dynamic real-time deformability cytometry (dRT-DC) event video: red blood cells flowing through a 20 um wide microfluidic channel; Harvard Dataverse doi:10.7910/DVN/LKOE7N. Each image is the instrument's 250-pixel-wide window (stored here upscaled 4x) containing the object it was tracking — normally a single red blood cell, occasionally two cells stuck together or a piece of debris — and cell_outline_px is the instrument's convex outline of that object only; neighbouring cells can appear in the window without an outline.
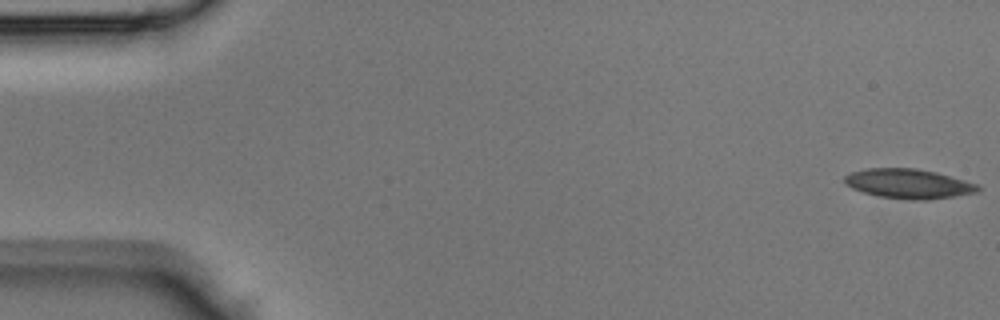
{"species": "Egyptian fruit bat (a non-hibernating species)", "species_latin": "Rousettus aegyptiacus", "temperature_condition": "room temperature", "stored_images_in_passage": 44, "camera_frame_rate_fps": 3000, "um_per_image_px": 0.085, "animal": {"sex": "male"}, "frame": {"image": 1, "passage_image": 1, "time_ms": 0.0, "image_size_px": [1000, 320], "cell_outline_px": [[980, 192], [928, 200], [912, 200], [880, 196], [864, 192], [852, 188], [844, 180], [844, 176], [852, 172], [868, 168], [916, 168], [936, 172], [980, 184]], "centroid_in_image_um": [77.29, 15.61], "position_along_channel_um": 7.7, "area_um2": 22.95}}
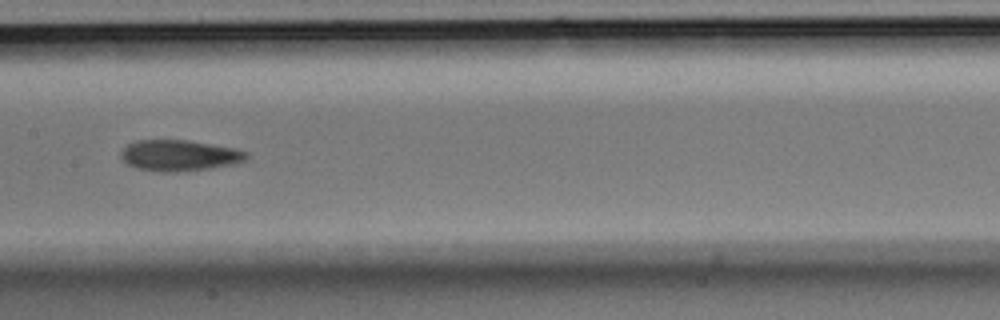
{"frame": {"image": 2, "passage_image": 22, "time_ms": 7.0, "image_size_px": [1000, 320], "cell_outline_px": [[248, 160], [236, 164], [212, 168], [176, 172], [164, 172], [136, 168], [128, 164], [120, 156], [120, 152], [128, 144], [136, 140], [188, 140], [236, 148], [248, 152]], "centroid_in_image_um": [15.3, 13.21], "position_along_channel_um": 192.1, "area_um2": 22.89}}
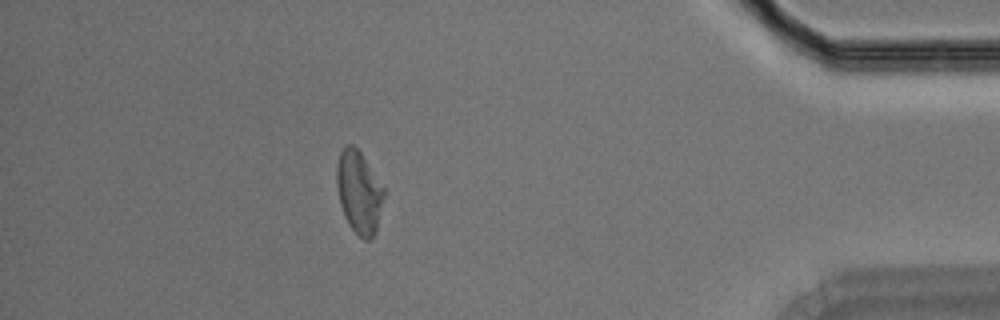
{"frame": {"image": 3, "passage_image": 39, "time_ms": 12.667, "image_size_px": [1000, 320], "cell_outline_px": [[384, 196], [376, 228], [372, 236], [368, 240], [364, 240], [348, 224], [344, 216], [340, 204], [336, 184], [336, 164], [340, 152], [348, 144], [352, 144], [360, 152], [384, 188]], "centroid_in_image_um": [30.48, 16.31], "position_along_channel_um": 404.7, "area_um2": 22.31}}